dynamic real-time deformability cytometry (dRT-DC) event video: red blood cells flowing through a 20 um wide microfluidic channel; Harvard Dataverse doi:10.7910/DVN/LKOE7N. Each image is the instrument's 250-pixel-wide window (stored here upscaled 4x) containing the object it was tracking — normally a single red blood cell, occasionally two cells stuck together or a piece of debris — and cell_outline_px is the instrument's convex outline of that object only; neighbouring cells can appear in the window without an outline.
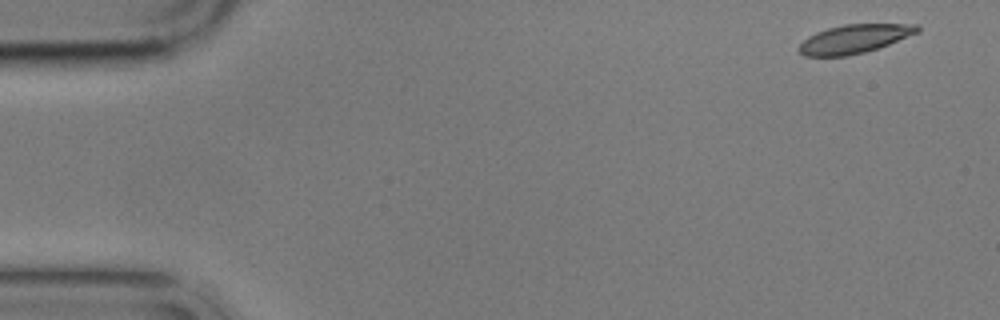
{"species": "common noctule bat (a hibernating species)", "species_latin": "Nyctalus noctula", "temperature_condition": "cold", "stored_images_in_passage": 4, "camera_frame_rate_fps": 3000, "um_per_image_px": 0.085, "animal": {"sex": "male", "body_mass_g": 17.9}, "frame": {"image": 1, "passage_image": 1, "time_ms": 0.0, "image_size_px": [1000, 320], "cell_outline_px": [[920, 32], [888, 44], [864, 52], [848, 56], [804, 56], [796, 48], [808, 36], [816, 32], [828, 28], [844, 24], [920, 24]], "centroid_in_image_um": [72.62, 3.3], "position_along_channel_um": 12.4, "area_um2": 19.77}}
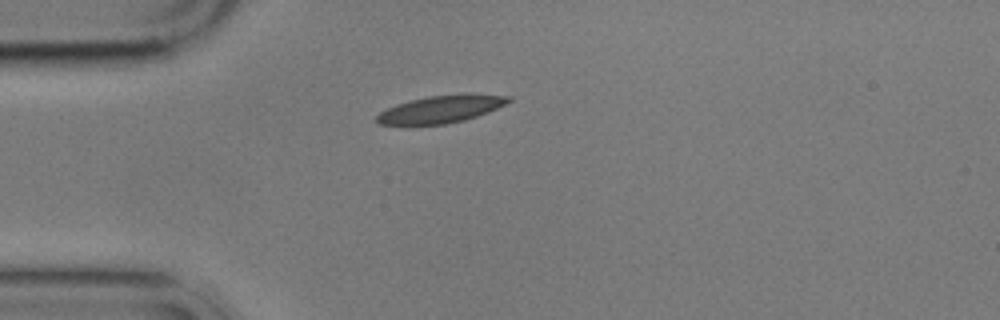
{"frame": {"image": 2, "passage_image": 4, "time_ms": 4.0, "image_size_px": [1000, 320], "cell_outline_px": [[512, 100], [488, 112], [464, 120], [444, 124], [376, 124], [376, 116], [380, 112], [396, 104], [428, 96], [460, 92], [464, 92], [512, 96]], "centroid_in_image_um": [37.53, 9.24], "position_along_channel_um": 47.5, "area_um2": 21.15}}